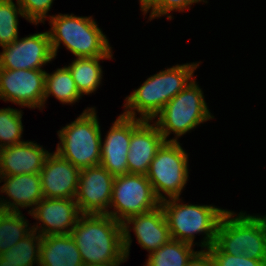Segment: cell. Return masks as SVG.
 <instances>
[{"label": "cell", "instance_id": "6da1fadb", "mask_svg": "<svg viewBox=\"0 0 266 266\" xmlns=\"http://www.w3.org/2000/svg\"><path fill=\"white\" fill-rule=\"evenodd\" d=\"M84 266L121 264L126 260L123 225L107 214H81L71 231Z\"/></svg>", "mask_w": 266, "mask_h": 266}, {"label": "cell", "instance_id": "7a4b0ae2", "mask_svg": "<svg viewBox=\"0 0 266 266\" xmlns=\"http://www.w3.org/2000/svg\"><path fill=\"white\" fill-rule=\"evenodd\" d=\"M197 67L199 62L177 64L148 77L138 89L125 98V112L122 114L137 118V112L140 119L153 120L163 107L194 79L193 73Z\"/></svg>", "mask_w": 266, "mask_h": 266}, {"label": "cell", "instance_id": "3957f363", "mask_svg": "<svg viewBox=\"0 0 266 266\" xmlns=\"http://www.w3.org/2000/svg\"><path fill=\"white\" fill-rule=\"evenodd\" d=\"M50 42L54 57L61 43L76 57H113L106 35L91 17L49 15Z\"/></svg>", "mask_w": 266, "mask_h": 266}, {"label": "cell", "instance_id": "277c9868", "mask_svg": "<svg viewBox=\"0 0 266 266\" xmlns=\"http://www.w3.org/2000/svg\"><path fill=\"white\" fill-rule=\"evenodd\" d=\"M180 200L178 197L160 202L171 239L195 245V234L203 233L205 236L199 246L208 249L215 242L218 224L227 209L213 205L182 204Z\"/></svg>", "mask_w": 266, "mask_h": 266}, {"label": "cell", "instance_id": "5b68a950", "mask_svg": "<svg viewBox=\"0 0 266 266\" xmlns=\"http://www.w3.org/2000/svg\"><path fill=\"white\" fill-rule=\"evenodd\" d=\"M226 211L217 227L214 244L224 253L266 260V215ZM235 215V217H234Z\"/></svg>", "mask_w": 266, "mask_h": 266}, {"label": "cell", "instance_id": "8992f818", "mask_svg": "<svg viewBox=\"0 0 266 266\" xmlns=\"http://www.w3.org/2000/svg\"><path fill=\"white\" fill-rule=\"evenodd\" d=\"M56 153L78 169L100 165L102 135L96 110L85 109L73 122L57 132Z\"/></svg>", "mask_w": 266, "mask_h": 266}, {"label": "cell", "instance_id": "52a82bcc", "mask_svg": "<svg viewBox=\"0 0 266 266\" xmlns=\"http://www.w3.org/2000/svg\"><path fill=\"white\" fill-rule=\"evenodd\" d=\"M165 141L178 142V138L199 124L214 119L204 100L202 89L193 79L182 91L172 98L154 117ZM173 132V133H172ZM173 139H167L170 134Z\"/></svg>", "mask_w": 266, "mask_h": 266}, {"label": "cell", "instance_id": "ba28073f", "mask_svg": "<svg viewBox=\"0 0 266 266\" xmlns=\"http://www.w3.org/2000/svg\"><path fill=\"white\" fill-rule=\"evenodd\" d=\"M188 169V154L180 142L165 141L157 150L146 174L160 202L180 197L188 181Z\"/></svg>", "mask_w": 266, "mask_h": 266}, {"label": "cell", "instance_id": "9c48e42d", "mask_svg": "<svg viewBox=\"0 0 266 266\" xmlns=\"http://www.w3.org/2000/svg\"><path fill=\"white\" fill-rule=\"evenodd\" d=\"M160 206L151 183L143 174H124L114 179L112 198L108 211L120 223L129 217L152 211Z\"/></svg>", "mask_w": 266, "mask_h": 266}, {"label": "cell", "instance_id": "30bf717a", "mask_svg": "<svg viewBox=\"0 0 266 266\" xmlns=\"http://www.w3.org/2000/svg\"><path fill=\"white\" fill-rule=\"evenodd\" d=\"M45 75L46 71L43 69L0 68V99L21 107L43 109Z\"/></svg>", "mask_w": 266, "mask_h": 266}, {"label": "cell", "instance_id": "8fae6325", "mask_svg": "<svg viewBox=\"0 0 266 266\" xmlns=\"http://www.w3.org/2000/svg\"><path fill=\"white\" fill-rule=\"evenodd\" d=\"M0 68L9 70L42 69L55 59L48 31L31 34L3 46Z\"/></svg>", "mask_w": 266, "mask_h": 266}, {"label": "cell", "instance_id": "7c38bea8", "mask_svg": "<svg viewBox=\"0 0 266 266\" xmlns=\"http://www.w3.org/2000/svg\"><path fill=\"white\" fill-rule=\"evenodd\" d=\"M115 177L101 165L80 170L75 201L81 214H107Z\"/></svg>", "mask_w": 266, "mask_h": 266}, {"label": "cell", "instance_id": "4fadbf2b", "mask_svg": "<svg viewBox=\"0 0 266 266\" xmlns=\"http://www.w3.org/2000/svg\"><path fill=\"white\" fill-rule=\"evenodd\" d=\"M133 225L130 227V225ZM123 225V248L126 260L129 257L130 246L132 243L131 230L135 232L138 244L149 254L170 239L169 226L163 208L158 206L156 209L129 217L122 223Z\"/></svg>", "mask_w": 266, "mask_h": 266}, {"label": "cell", "instance_id": "5bb4252c", "mask_svg": "<svg viewBox=\"0 0 266 266\" xmlns=\"http://www.w3.org/2000/svg\"><path fill=\"white\" fill-rule=\"evenodd\" d=\"M29 214L42 223L32 226L42 237L71 234L81 215L75 199L61 198H43Z\"/></svg>", "mask_w": 266, "mask_h": 266}, {"label": "cell", "instance_id": "9a60e30c", "mask_svg": "<svg viewBox=\"0 0 266 266\" xmlns=\"http://www.w3.org/2000/svg\"><path fill=\"white\" fill-rule=\"evenodd\" d=\"M164 142L163 135L153 120L132 117V134L127 155L128 173L146 175L151 161Z\"/></svg>", "mask_w": 266, "mask_h": 266}, {"label": "cell", "instance_id": "2e32d148", "mask_svg": "<svg viewBox=\"0 0 266 266\" xmlns=\"http://www.w3.org/2000/svg\"><path fill=\"white\" fill-rule=\"evenodd\" d=\"M39 174L44 198H76L80 169L56 152L47 156Z\"/></svg>", "mask_w": 266, "mask_h": 266}, {"label": "cell", "instance_id": "e0dca14e", "mask_svg": "<svg viewBox=\"0 0 266 266\" xmlns=\"http://www.w3.org/2000/svg\"><path fill=\"white\" fill-rule=\"evenodd\" d=\"M132 134V117L120 114L101 142L100 165L114 177L128 174L127 155Z\"/></svg>", "mask_w": 266, "mask_h": 266}, {"label": "cell", "instance_id": "ac0fdd59", "mask_svg": "<svg viewBox=\"0 0 266 266\" xmlns=\"http://www.w3.org/2000/svg\"><path fill=\"white\" fill-rule=\"evenodd\" d=\"M3 180L4 184L0 186V193H5L9 197V200L0 198V204L4 211L21 212L20 207L21 209L31 207V210L28 211L29 214L44 198L40 174L0 175V183Z\"/></svg>", "mask_w": 266, "mask_h": 266}, {"label": "cell", "instance_id": "d6986e66", "mask_svg": "<svg viewBox=\"0 0 266 266\" xmlns=\"http://www.w3.org/2000/svg\"><path fill=\"white\" fill-rule=\"evenodd\" d=\"M50 154L37 142L24 141L0 149V175L39 174Z\"/></svg>", "mask_w": 266, "mask_h": 266}, {"label": "cell", "instance_id": "ffe728a7", "mask_svg": "<svg viewBox=\"0 0 266 266\" xmlns=\"http://www.w3.org/2000/svg\"><path fill=\"white\" fill-rule=\"evenodd\" d=\"M39 266H84L71 234L42 237Z\"/></svg>", "mask_w": 266, "mask_h": 266}, {"label": "cell", "instance_id": "44dd1931", "mask_svg": "<svg viewBox=\"0 0 266 266\" xmlns=\"http://www.w3.org/2000/svg\"><path fill=\"white\" fill-rule=\"evenodd\" d=\"M103 59H112V57L75 58L67 66L82 96L92 94L99 88L103 76L100 60Z\"/></svg>", "mask_w": 266, "mask_h": 266}, {"label": "cell", "instance_id": "7402d4cb", "mask_svg": "<svg viewBox=\"0 0 266 266\" xmlns=\"http://www.w3.org/2000/svg\"><path fill=\"white\" fill-rule=\"evenodd\" d=\"M50 95L62 104H73L81 99L82 95L67 66L57 68L52 74L46 72L44 104Z\"/></svg>", "mask_w": 266, "mask_h": 266}, {"label": "cell", "instance_id": "603a6c76", "mask_svg": "<svg viewBox=\"0 0 266 266\" xmlns=\"http://www.w3.org/2000/svg\"><path fill=\"white\" fill-rule=\"evenodd\" d=\"M194 245L170 239L163 246L151 252L143 266H185L190 258L197 252Z\"/></svg>", "mask_w": 266, "mask_h": 266}, {"label": "cell", "instance_id": "cb8c5ba5", "mask_svg": "<svg viewBox=\"0 0 266 266\" xmlns=\"http://www.w3.org/2000/svg\"><path fill=\"white\" fill-rule=\"evenodd\" d=\"M42 235L32 230L27 236L14 244L1 256L7 263L18 266L40 265Z\"/></svg>", "mask_w": 266, "mask_h": 266}, {"label": "cell", "instance_id": "d4e9b609", "mask_svg": "<svg viewBox=\"0 0 266 266\" xmlns=\"http://www.w3.org/2000/svg\"><path fill=\"white\" fill-rule=\"evenodd\" d=\"M22 212L3 211L0 215V255L19 242L31 231Z\"/></svg>", "mask_w": 266, "mask_h": 266}, {"label": "cell", "instance_id": "484cf974", "mask_svg": "<svg viewBox=\"0 0 266 266\" xmlns=\"http://www.w3.org/2000/svg\"><path fill=\"white\" fill-rule=\"evenodd\" d=\"M18 15L25 18L18 2L0 0V46L13 43L18 38Z\"/></svg>", "mask_w": 266, "mask_h": 266}, {"label": "cell", "instance_id": "4316f807", "mask_svg": "<svg viewBox=\"0 0 266 266\" xmlns=\"http://www.w3.org/2000/svg\"><path fill=\"white\" fill-rule=\"evenodd\" d=\"M22 116V110L0 108V149L24 142Z\"/></svg>", "mask_w": 266, "mask_h": 266}, {"label": "cell", "instance_id": "83f0119b", "mask_svg": "<svg viewBox=\"0 0 266 266\" xmlns=\"http://www.w3.org/2000/svg\"><path fill=\"white\" fill-rule=\"evenodd\" d=\"M206 0H152L143 10V14H147L150 10L149 20L167 15L168 19H172L169 15L171 11L184 12V9H189L191 5Z\"/></svg>", "mask_w": 266, "mask_h": 266}, {"label": "cell", "instance_id": "f1b7e54d", "mask_svg": "<svg viewBox=\"0 0 266 266\" xmlns=\"http://www.w3.org/2000/svg\"><path fill=\"white\" fill-rule=\"evenodd\" d=\"M213 266H266V260L251 259L243 255H230L222 252L214 243L207 249Z\"/></svg>", "mask_w": 266, "mask_h": 266}, {"label": "cell", "instance_id": "f546056e", "mask_svg": "<svg viewBox=\"0 0 266 266\" xmlns=\"http://www.w3.org/2000/svg\"><path fill=\"white\" fill-rule=\"evenodd\" d=\"M21 7L25 19L30 23L37 25L43 23L48 11H50L54 0H16Z\"/></svg>", "mask_w": 266, "mask_h": 266}, {"label": "cell", "instance_id": "4dcf8cb0", "mask_svg": "<svg viewBox=\"0 0 266 266\" xmlns=\"http://www.w3.org/2000/svg\"><path fill=\"white\" fill-rule=\"evenodd\" d=\"M185 266H213V261L207 249L197 251Z\"/></svg>", "mask_w": 266, "mask_h": 266}, {"label": "cell", "instance_id": "1f68e13d", "mask_svg": "<svg viewBox=\"0 0 266 266\" xmlns=\"http://www.w3.org/2000/svg\"><path fill=\"white\" fill-rule=\"evenodd\" d=\"M0 266H18L13 263H7V260L0 255Z\"/></svg>", "mask_w": 266, "mask_h": 266}, {"label": "cell", "instance_id": "d6a6232c", "mask_svg": "<svg viewBox=\"0 0 266 266\" xmlns=\"http://www.w3.org/2000/svg\"><path fill=\"white\" fill-rule=\"evenodd\" d=\"M140 1V7L141 11L152 1V0H139Z\"/></svg>", "mask_w": 266, "mask_h": 266}, {"label": "cell", "instance_id": "836d02e7", "mask_svg": "<svg viewBox=\"0 0 266 266\" xmlns=\"http://www.w3.org/2000/svg\"><path fill=\"white\" fill-rule=\"evenodd\" d=\"M89 266H120V264H110V265H89Z\"/></svg>", "mask_w": 266, "mask_h": 266}, {"label": "cell", "instance_id": "e575fe53", "mask_svg": "<svg viewBox=\"0 0 266 266\" xmlns=\"http://www.w3.org/2000/svg\"><path fill=\"white\" fill-rule=\"evenodd\" d=\"M3 211H4V210H3V207H2L1 204H0V215L2 214Z\"/></svg>", "mask_w": 266, "mask_h": 266}]
</instances>
